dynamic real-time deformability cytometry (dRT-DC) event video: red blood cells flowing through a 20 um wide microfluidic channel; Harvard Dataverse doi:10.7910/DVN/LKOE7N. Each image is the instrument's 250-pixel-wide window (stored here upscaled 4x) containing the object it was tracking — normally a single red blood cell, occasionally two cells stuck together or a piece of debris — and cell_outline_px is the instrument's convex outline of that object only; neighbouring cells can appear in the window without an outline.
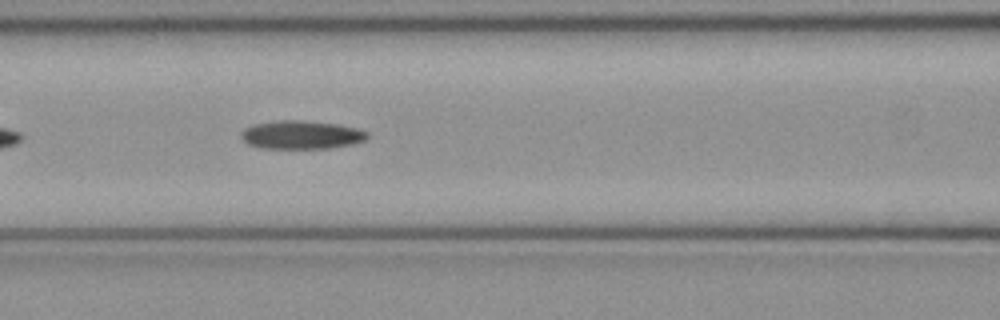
{"species": "common noctule bat (a hibernating species)", "species_latin": "Nyctalus noctula", "temperature_condition": "cold", "stored_images_in_passage": 36, "camera_frame_rate_fps": 3000, "um_per_image_px": 0.085, "animal": {"sex": "female", "body_mass_g": 21.9}, "frame": {"image": 1, "passage_image": 8, "time_ms": 2.333, "image_size_px": [1000, 320], "cell_outline_px": [[368, 136], [364, 140], [352, 144], [328, 148], [264, 148], [248, 144], [240, 136], [240, 132], [244, 128], [252, 124], [280, 120], [300, 120], [336, 124], [356, 128], [368, 132]], "centroid_in_image_um": [25.58, 11.45], "position_along_channel_um": 141.0, "area_um2": 20.75}}
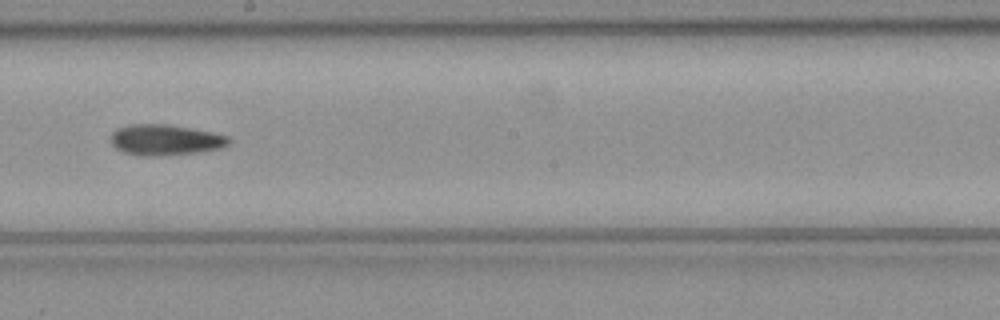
{"frame": {"image": 2, "passage_image": 15, "time_ms": 4.667, "image_size_px": [1000, 320], "cell_outline_px": [[232, 140], [228, 144], [220, 148], [200, 152], [160, 156], [136, 156], [124, 152], [116, 148], [108, 140], [112, 132], [116, 128], [132, 124], [168, 124], [192, 128], [212, 132], [228, 136]], "centroid_in_image_um": [14.01, 11.89], "position_along_channel_um": 234.2, "area_um2": 21.5}}
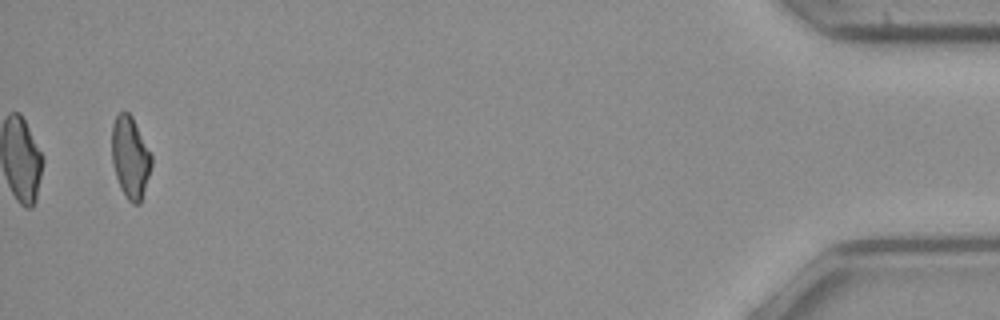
{"frame": {"image": 3, "passage_image": 36, "time_ms": 11.667, "image_size_px": [1000, 320], "cell_outline_px": [[152, 164], [140, 204], [132, 204], [128, 200], [120, 188], [112, 164], [112, 124], [116, 116], [120, 112], [128, 112], [132, 116], [152, 156]], "centroid_in_image_um": [11.06, 13.39], "position_along_channel_um": 424.1, "area_um2": 18.79}}